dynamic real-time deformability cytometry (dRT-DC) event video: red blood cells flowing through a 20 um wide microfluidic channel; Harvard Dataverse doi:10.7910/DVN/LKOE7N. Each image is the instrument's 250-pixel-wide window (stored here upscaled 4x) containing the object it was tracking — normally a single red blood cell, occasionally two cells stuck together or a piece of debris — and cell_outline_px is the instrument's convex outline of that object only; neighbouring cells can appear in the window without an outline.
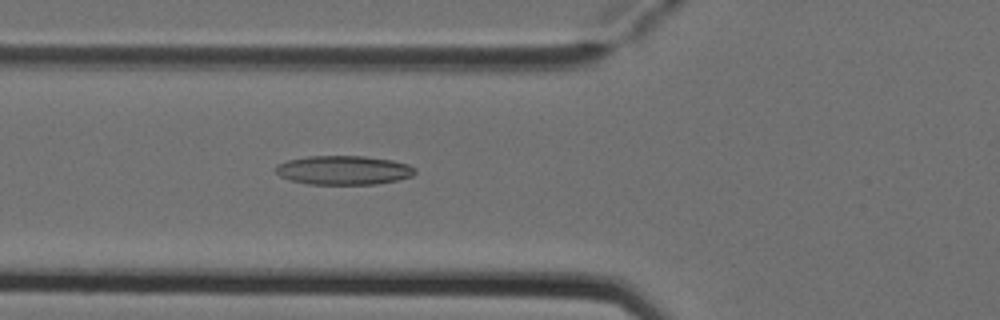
{"species": "Egyptian fruit bat (a non-hibernating species)", "species_latin": "Rousettus aegyptiacus", "temperature_condition": "cold", "stored_images_in_passage": 5, "camera_frame_rate_fps": 3000, "um_per_image_px": 0.085, "animal": {"sex": "female"}, "frame": {"image": 1, "passage_image": 5, "time_ms": 1.333, "image_size_px": [1000, 320], "cell_outline_px": [[416, 172], [412, 176], [396, 180], [376, 184], [308, 184], [292, 180], [280, 176], [276, 172], [276, 164], [288, 160], [308, 156], [364, 156], [392, 160], [408, 164], [416, 168]], "centroid_in_image_um": [29.22, 14.46], "position_along_channel_um": 96.6, "area_um2": 23.52}}